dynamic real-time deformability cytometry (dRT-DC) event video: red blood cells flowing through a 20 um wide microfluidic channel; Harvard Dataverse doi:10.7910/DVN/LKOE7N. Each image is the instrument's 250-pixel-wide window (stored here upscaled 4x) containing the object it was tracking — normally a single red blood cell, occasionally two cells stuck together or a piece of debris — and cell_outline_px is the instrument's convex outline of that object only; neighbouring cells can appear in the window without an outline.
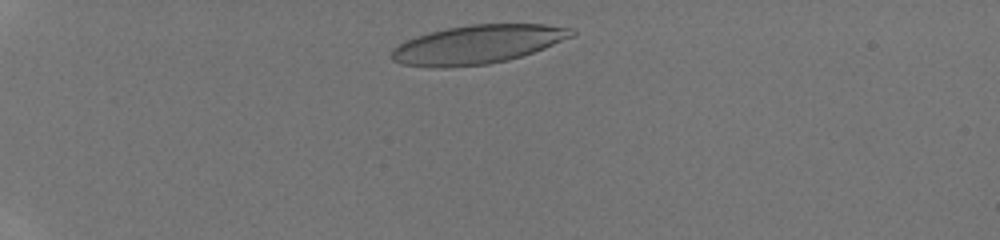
{"species": "human", "species_latin": "Homo sapiens", "temperature_condition": "room temperature", "stored_images_in_passage": 34, "camera_frame_rate_fps": 3000, "um_per_image_px": 0.085, "donor": {"sex": "male"}, "frame": {"image": 1, "passage_image": 3, "time_ms": 0.667, "image_size_px": [1000, 240], "cell_outline_px": [[576, 32], [572, 36], [544, 48], [508, 60], [488, 64], [444, 68], [432, 68], [400, 64], [392, 60], [392, 48], [404, 40], [428, 32], [468, 24], [544, 24], [572, 28]], "centroid_in_image_um": [40.53, 3.78], "position_along_channel_um": 44.5, "area_um2": 40.75}}
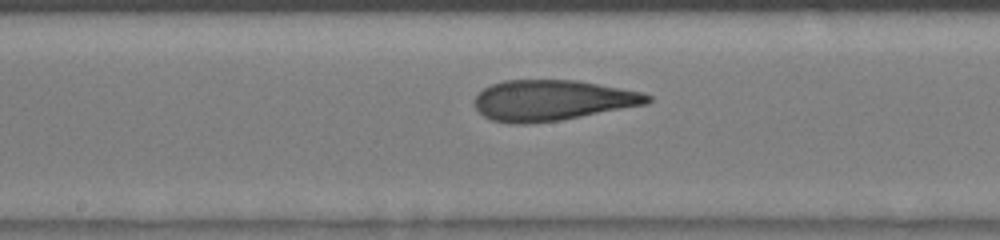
{"frame": {"image": 2, "passage_image": 17, "time_ms": 5.333, "image_size_px": [1000, 240], "cell_outline_px": [[652, 100], [648, 104], [560, 120], [528, 124], [508, 124], [492, 120], [484, 116], [476, 108], [476, 96], [484, 88], [492, 84], [504, 80], [576, 80], [620, 88], [640, 92], [652, 96]], "centroid_in_image_um": [46.94, 8.53], "position_along_channel_um": 201.3, "area_um2": 40.81}}
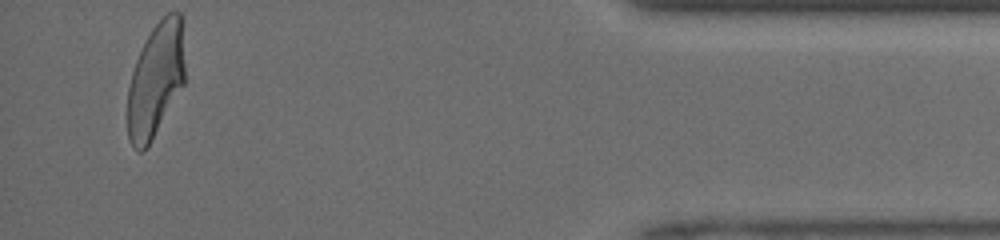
{"frame": {"image": 3, "passage_image": 34, "time_ms": 11.0, "image_size_px": [1000, 240], "cell_outline_px": [[184, 84], [144, 152], [140, 152], [132, 148], [128, 140], [128, 88], [132, 72], [136, 60], [152, 28], [168, 12], [180, 12], [184, 64]], "centroid_in_image_um": [13.21, 6.84], "position_along_channel_um": 422.0, "area_um2": 37.57}}